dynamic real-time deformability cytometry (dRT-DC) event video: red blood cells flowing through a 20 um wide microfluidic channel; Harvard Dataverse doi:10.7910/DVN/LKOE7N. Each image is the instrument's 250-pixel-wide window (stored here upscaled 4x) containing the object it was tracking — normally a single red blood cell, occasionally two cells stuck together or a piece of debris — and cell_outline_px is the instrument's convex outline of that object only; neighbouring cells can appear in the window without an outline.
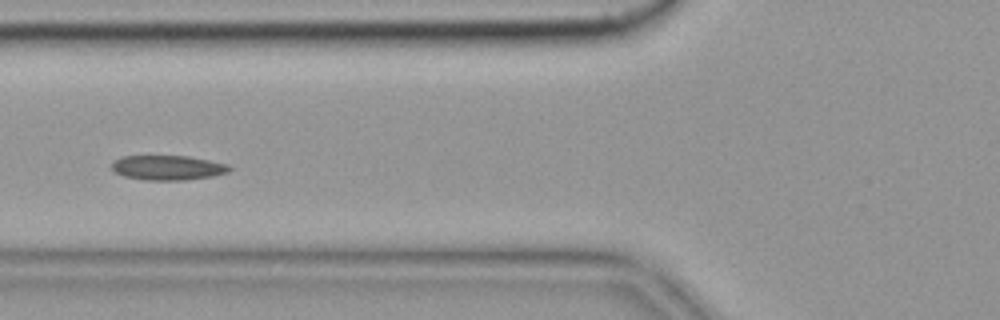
{"species": "common noctule bat (a hibernating species)", "species_latin": "Nyctalus noctula", "temperature_condition": "cold", "stored_images_in_passage": 42, "camera_frame_rate_fps": 3000, "um_per_image_px": 0.085, "animal": {"sex": "female", "body_mass_g": 19.9}, "frame": {"image": 1, "passage_image": 7, "time_ms": 2.0, "image_size_px": [1000, 320], "cell_outline_px": [[232, 168], [228, 172], [212, 176], [184, 180], [144, 180], [124, 176], [116, 172], [112, 168], [112, 164], [120, 156], [188, 156], [228, 164]], "centroid_in_image_um": [14.27, 14.25], "position_along_channel_um": 111.5, "area_um2": 16.82}}
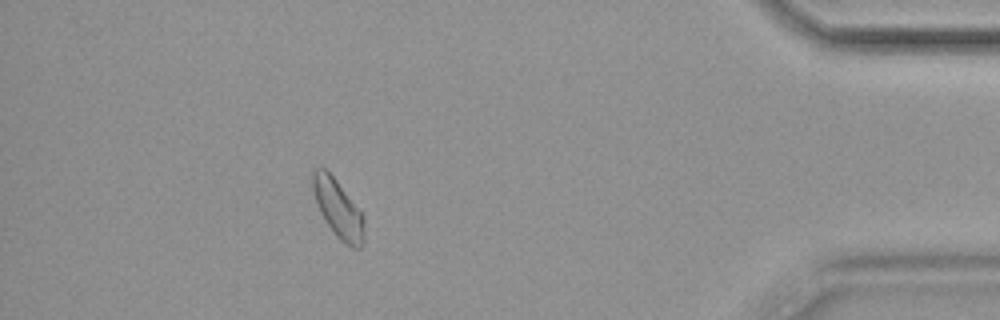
{"frame": {"image": 2, "passage_image": 36, "time_ms": 11.667, "image_size_px": [1000, 320], "cell_outline_px": [[364, 244], [360, 248], [352, 248], [340, 240], [336, 236], [320, 212], [312, 188], [312, 172], [316, 168], [324, 168], [336, 180], [364, 216]], "centroid_in_image_um": [28.75, 17.77], "position_along_channel_um": 406.4, "area_um2": 17.17}}